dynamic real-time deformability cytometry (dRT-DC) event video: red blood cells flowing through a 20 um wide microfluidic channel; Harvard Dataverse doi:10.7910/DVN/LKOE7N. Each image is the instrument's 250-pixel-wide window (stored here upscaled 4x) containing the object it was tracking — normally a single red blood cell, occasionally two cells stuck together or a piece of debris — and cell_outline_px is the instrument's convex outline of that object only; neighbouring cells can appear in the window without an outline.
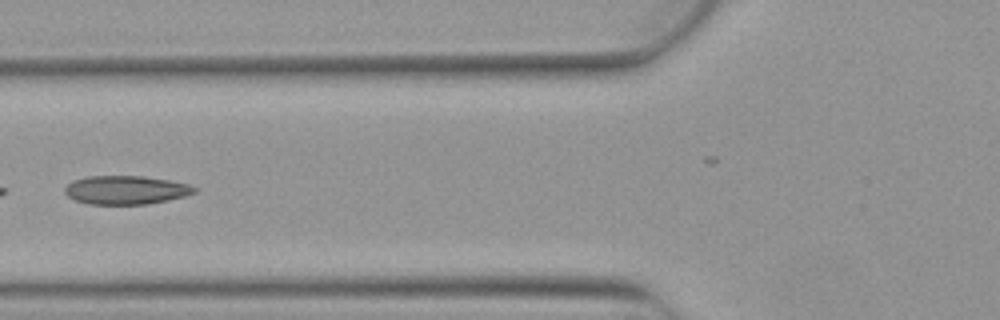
{"species": "Egyptian fruit bat (a non-hibernating species)", "species_latin": "Rousettus aegyptiacus", "temperature_condition": "warm", "stored_images_in_passage": 5, "camera_frame_rate_fps": 3000, "um_per_image_px": 0.085, "animal": {"sex": "female"}, "frame": {"image": 1, "passage_image": 3, "time_ms": 0.667, "image_size_px": [1000, 320], "cell_outline_px": [[196, 192], [184, 196], [168, 200], [148, 204], [88, 204], [76, 200], [68, 196], [64, 192], [64, 188], [68, 184], [76, 180], [88, 176], [144, 176], [168, 180], [188, 184], [196, 188]], "centroid_in_image_um": [10.7, 16.15], "position_along_channel_um": 115.1, "area_um2": 21.44}}
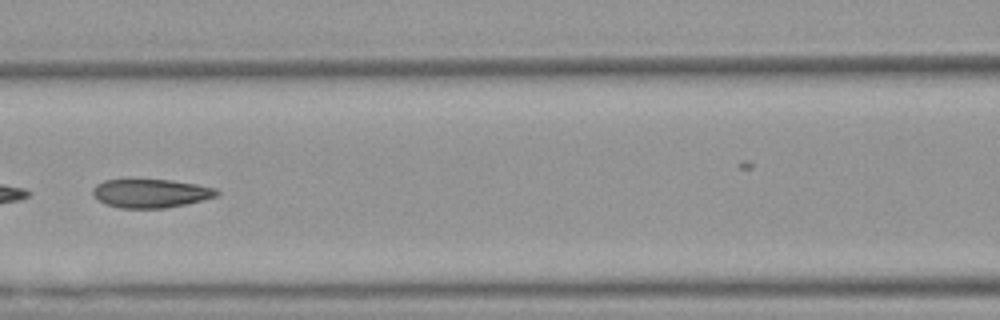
{"frame": {"image": 2, "passage_image": 4, "time_ms": 1.0, "image_size_px": [1000, 320], "cell_outline_px": [[220, 192], [216, 196], [184, 204], [164, 208], [120, 208], [104, 204], [92, 192], [92, 188], [96, 184], [104, 180], [172, 180], [196, 184], [216, 188]], "centroid_in_image_um": [12.8, 16.43], "position_along_channel_um": 153.8, "area_um2": 20.46}}